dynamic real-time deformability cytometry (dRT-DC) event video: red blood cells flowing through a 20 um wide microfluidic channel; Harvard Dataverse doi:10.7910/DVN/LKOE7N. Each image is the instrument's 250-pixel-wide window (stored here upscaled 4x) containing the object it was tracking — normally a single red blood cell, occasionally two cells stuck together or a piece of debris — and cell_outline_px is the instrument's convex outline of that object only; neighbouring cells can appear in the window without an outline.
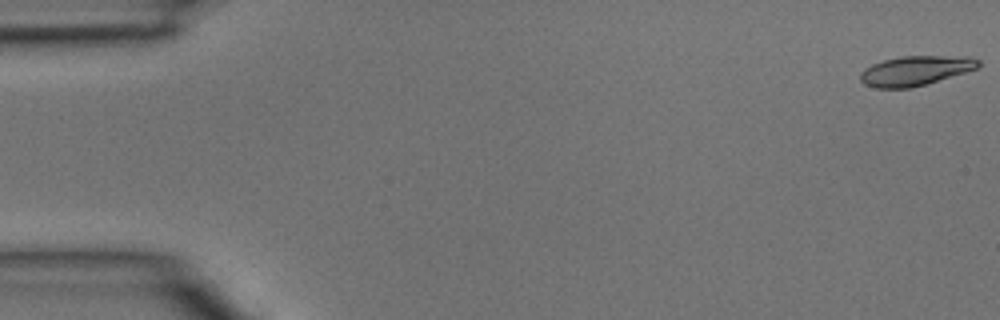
{"species": "common noctule bat (a hibernating species)", "species_latin": "Nyctalus noctula", "temperature_condition": "room temperature", "stored_images_in_passage": 4, "camera_frame_rate_fps": 3000, "um_per_image_px": 0.085, "animal": {"sex": "male", "body_mass_g": 15.6}, "frame": {"image": 1, "passage_image": 1, "time_ms": 0.0, "image_size_px": [1000, 320], "cell_outline_px": [[980, 64], [976, 68], [964, 72], [924, 84], [908, 88], [876, 88], [864, 84], [860, 80], [860, 72], [864, 68], [872, 64], [884, 60], [904, 56], [968, 56], [980, 60]], "centroid_in_image_um": [77.77, 6.0], "position_along_channel_um": 7.2, "area_um2": 20.11}}
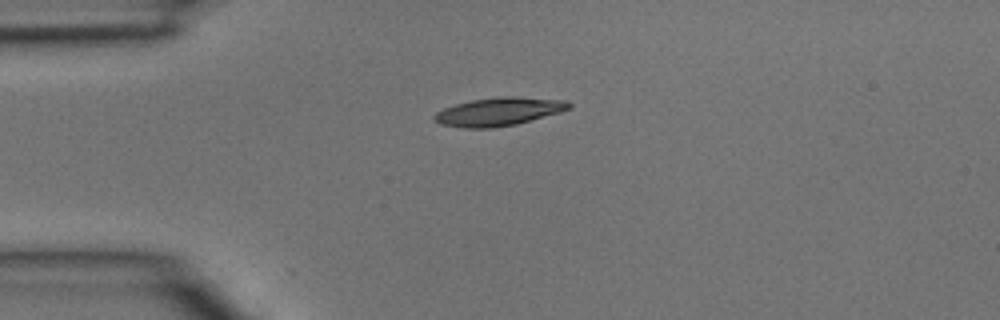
{"frame": {"image": 2, "passage_image": 4, "time_ms": 1.0, "image_size_px": [1000, 320], "cell_outline_px": [[572, 108], [560, 112], [516, 124], [492, 128], [464, 128], [440, 124], [432, 120], [432, 116], [436, 112], [444, 108], [456, 104], [472, 100], [500, 96], [512, 96], [564, 100], [572, 104]], "centroid_in_image_um": [42.37, 9.49], "position_along_channel_um": 42.6, "area_um2": 22.2}}